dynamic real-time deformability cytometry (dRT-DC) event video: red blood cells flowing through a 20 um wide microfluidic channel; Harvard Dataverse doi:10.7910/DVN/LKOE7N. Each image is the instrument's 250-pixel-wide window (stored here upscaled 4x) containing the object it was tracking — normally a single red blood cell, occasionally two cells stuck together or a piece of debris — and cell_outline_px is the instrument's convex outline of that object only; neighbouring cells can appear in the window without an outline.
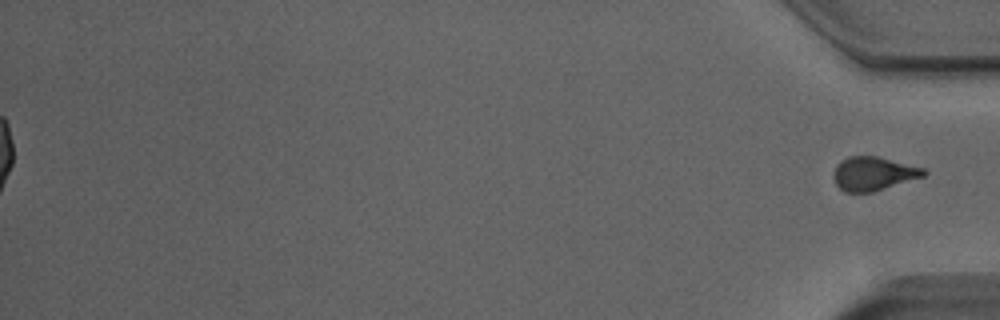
{"species": "Egyptian fruit bat (a non-hibernating species)", "species_latin": "Rousettus aegyptiacus", "temperature_condition": "room temperature", "stored_images_in_passage": 47, "segment_of_instrument_passage": [2, 2], "camera_frame_rate_fps": 3000, "um_per_image_px": 0.085, "animal": {"sex": "male"}, "frame": {"image": 1, "passage_image": 47, "time_ms": 15.333, "image_size_px": [1000, 320], "cell_outline_px": [[928, 172], [924, 176], [872, 192], [844, 192], [836, 184], [832, 176], [836, 164], [840, 160], [848, 156], [876, 156], [924, 168]], "centroid_in_image_um": [74.2, 14.75], "position_along_channel_um": 361.0, "area_um2": 17.69}}